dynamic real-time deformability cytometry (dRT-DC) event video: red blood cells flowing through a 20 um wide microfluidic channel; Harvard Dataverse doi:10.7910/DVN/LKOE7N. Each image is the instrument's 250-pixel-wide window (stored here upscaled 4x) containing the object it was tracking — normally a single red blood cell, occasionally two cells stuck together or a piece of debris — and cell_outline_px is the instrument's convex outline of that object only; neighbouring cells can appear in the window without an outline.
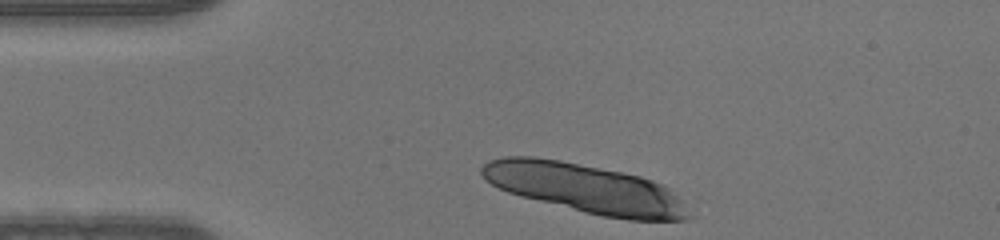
{"species": "human", "species_latin": "Homo sapiens", "temperature_condition": "warm", "stored_images_in_passage": 32, "segment_of_instrument_passage": [1, 2], "camera_frame_rate_fps": 3000, "um_per_image_px": 0.085, "donor": {"sex": "male"}, "frame": {"image": 1, "passage_image": 1, "time_ms": 0.0, "image_size_px": [1000, 240], "cell_outline_px": [[696, 216], [688, 220], [628, 220], [604, 216], [584, 212], [520, 196], [508, 192], [492, 184], [480, 172], [480, 168], [488, 160], [504, 156], [532, 156], [560, 160], [640, 176], [664, 184], [672, 188], [684, 200]], "centroid_in_image_um": [49.87, 16.03], "position_along_channel_um": 35.1, "area_um2": 59.82}}